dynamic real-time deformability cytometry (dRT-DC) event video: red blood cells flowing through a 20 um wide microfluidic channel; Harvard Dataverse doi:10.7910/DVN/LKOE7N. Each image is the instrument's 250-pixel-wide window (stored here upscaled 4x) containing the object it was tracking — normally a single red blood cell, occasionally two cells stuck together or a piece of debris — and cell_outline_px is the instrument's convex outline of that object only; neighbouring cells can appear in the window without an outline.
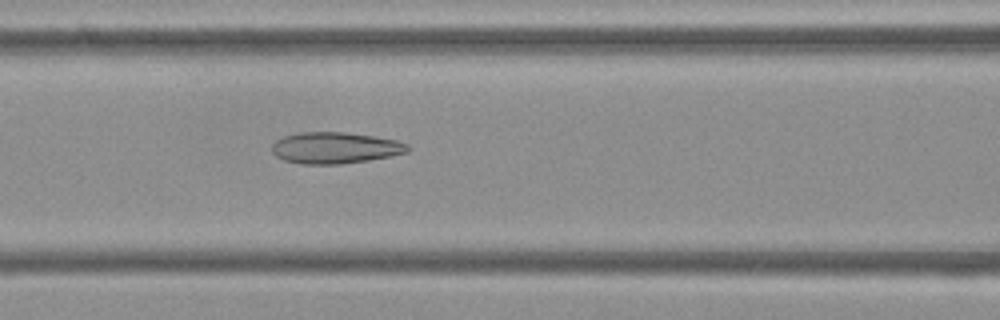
{"species": "Egyptian fruit bat (a non-hibernating species)", "species_latin": "Rousettus aegyptiacus", "temperature_condition": "cold", "stored_images_in_passage": 53, "camera_frame_rate_fps": 3000, "um_per_image_px": 0.085, "frame": {"image": 1, "passage_image": 22, "time_ms": 7.0, "image_size_px": [1000, 320], "cell_outline_px": [[412, 148], [408, 152], [368, 160], [340, 164], [300, 164], [284, 160], [276, 156], [272, 152], [272, 144], [276, 140], [284, 136], [300, 132], [344, 132], [372, 136], [396, 140], [408, 144]], "centroid_in_image_um": [28.47, 12.57], "position_along_channel_um": 138.1, "area_um2": 24.8}}
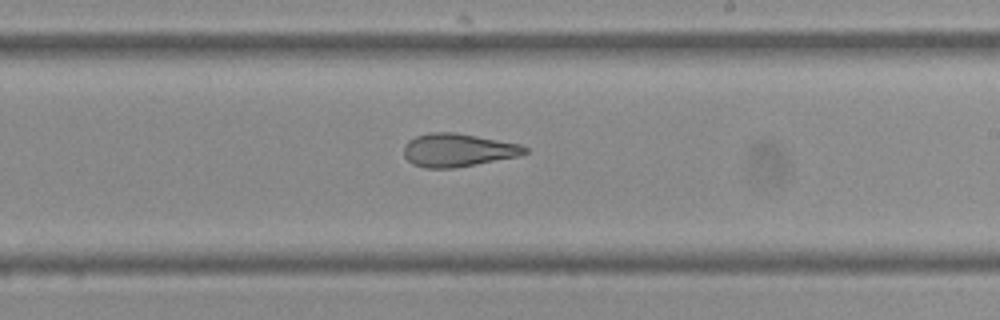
{"frame": {"image": 2, "passage_image": 31, "time_ms": 10.0, "image_size_px": [1000, 320], "cell_outline_px": [[528, 152], [520, 156], [476, 164], [452, 168], [424, 168], [412, 164], [404, 156], [404, 144], [408, 140], [416, 136], [428, 132], [456, 132], [520, 144], [528, 148]], "centroid_in_image_um": [38.9, 12.75], "position_along_channel_um": 250.1, "area_um2": 23.52}}
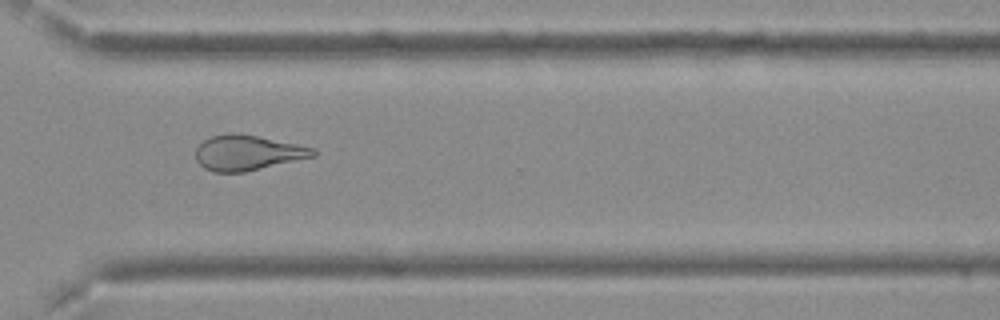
{"frame": {"image": 3, "passage_image": 39, "time_ms": 12.667, "image_size_px": [1000, 320], "cell_outline_px": [[316, 156], [244, 172], [212, 172], [204, 168], [196, 160], [196, 148], [204, 140], [212, 136], [228, 132], [256, 136], [296, 144], [312, 148], [316, 152]], "centroid_in_image_um": [21.0, 12.99], "position_along_channel_um": 349.6, "area_um2": 23.81}, "authors_computed_cell_mechanics": {"area_um2": 26.6458, "velocity_mm_per_s": 3.7342, "shape_relaxation_time_tau1_ms": null, "shape_relaxation_time_tau2_ms": 2.5019, "deformation_change_tau1": null, "deformation_change_tau2": 0.12}}